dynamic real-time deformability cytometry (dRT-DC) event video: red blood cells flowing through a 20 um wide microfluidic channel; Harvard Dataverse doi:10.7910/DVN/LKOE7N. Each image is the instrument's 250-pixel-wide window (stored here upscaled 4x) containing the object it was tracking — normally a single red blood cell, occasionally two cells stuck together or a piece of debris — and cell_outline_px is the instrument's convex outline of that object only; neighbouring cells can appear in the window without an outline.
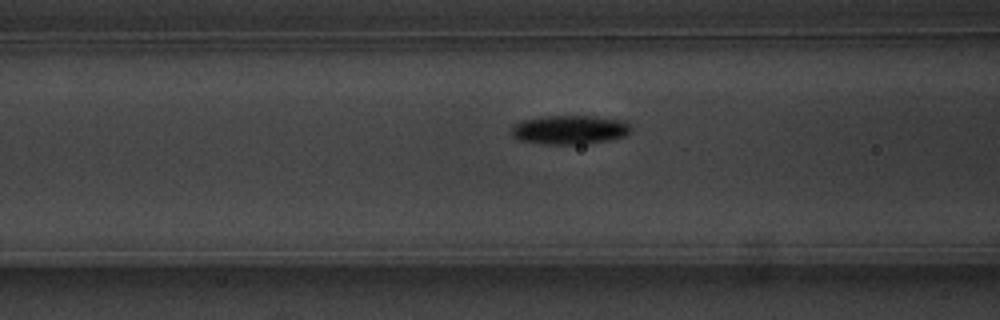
{"species": "common noctule bat (a hibernating species)", "species_latin": "Nyctalus noctula", "temperature_condition": "warm", "stored_images_in_passage": 41, "camera_frame_rate_fps": 3000, "um_per_image_px": 0.085, "animal": {"sex": "male", "body_mass_g": 20.1, "forearm_length_mm": 53.5}, "frame": {"image": 1, "passage_image": 8, "time_ms": 2.333, "image_size_px": [1000, 320], "cell_outline_px": [[632, 128], [624, 136], [608, 140], [580, 144], [544, 144], [516, 140], [512, 136], [512, 124], [524, 120], [548, 116], [592, 116], [628, 120]], "centroid_in_image_um": [48.43, 11.02], "position_along_channel_um": 118.2, "area_um2": 20.29}}
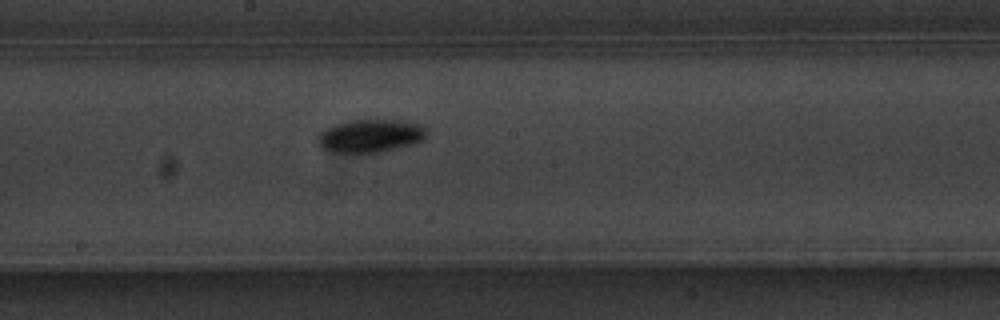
{"frame": {"image": 2, "passage_image": 16, "time_ms": 5.0, "image_size_px": [1000, 320], "cell_outline_px": [[428, 132], [424, 140], [416, 144], [364, 156], [344, 156], [332, 152], [324, 148], [320, 144], [320, 136], [328, 128], [336, 124], [352, 120], [408, 120], [420, 124]], "centroid_in_image_um": [31.56, 11.61], "position_along_channel_um": 216.6, "area_um2": 21.73}}
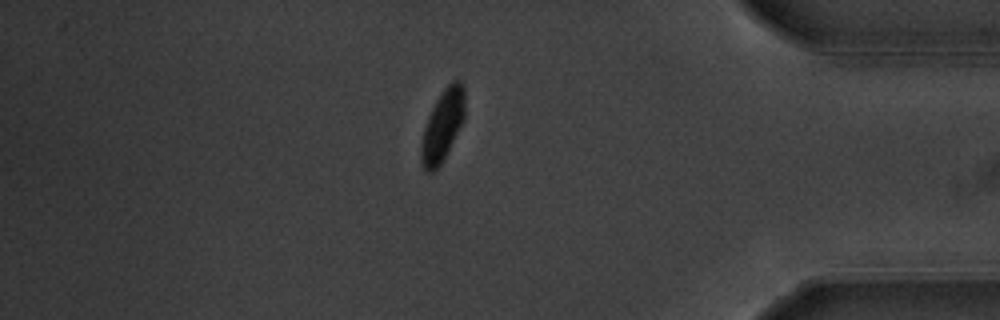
{"frame": {"image": 3, "passage_image": 33, "time_ms": 10.667, "image_size_px": [1000, 320], "cell_outline_px": [[464, 120], [444, 160], [432, 172], [424, 172], [420, 160], [420, 144], [424, 128], [428, 116], [440, 92], [452, 80], [460, 80], [464, 88]], "centroid_in_image_um": [37.6, 10.69], "position_along_channel_um": 397.6, "area_um2": 18.38}}